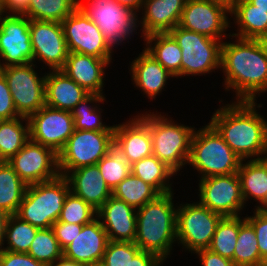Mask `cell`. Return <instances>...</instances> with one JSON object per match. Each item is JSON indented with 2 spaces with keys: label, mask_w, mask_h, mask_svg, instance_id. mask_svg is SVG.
<instances>
[{
  "label": "cell",
  "mask_w": 267,
  "mask_h": 266,
  "mask_svg": "<svg viewBox=\"0 0 267 266\" xmlns=\"http://www.w3.org/2000/svg\"><path fill=\"white\" fill-rule=\"evenodd\" d=\"M230 37L236 40L221 47L225 90L233 89L236 101L255 102L267 92V56L258 39Z\"/></svg>",
  "instance_id": "1"
},
{
  "label": "cell",
  "mask_w": 267,
  "mask_h": 266,
  "mask_svg": "<svg viewBox=\"0 0 267 266\" xmlns=\"http://www.w3.org/2000/svg\"><path fill=\"white\" fill-rule=\"evenodd\" d=\"M262 105L232 101L213 112L209 122L242 160H259L267 151V119L256 109Z\"/></svg>",
  "instance_id": "2"
},
{
  "label": "cell",
  "mask_w": 267,
  "mask_h": 266,
  "mask_svg": "<svg viewBox=\"0 0 267 266\" xmlns=\"http://www.w3.org/2000/svg\"><path fill=\"white\" fill-rule=\"evenodd\" d=\"M173 192L160 194L137 209L134 243L140 250L151 252L166 261L177 243V205ZM176 207V208H175Z\"/></svg>",
  "instance_id": "3"
},
{
  "label": "cell",
  "mask_w": 267,
  "mask_h": 266,
  "mask_svg": "<svg viewBox=\"0 0 267 266\" xmlns=\"http://www.w3.org/2000/svg\"><path fill=\"white\" fill-rule=\"evenodd\" d=\"M160 113V114H159ZM138 115L149 127L153 155L176 174L188 164L194 126L178 124L161 112Z\"/></svg>",
  "instance_id": "4"
},
{
  "label": "cell",
  "mask_w": 267,
  "mask_h": 266,
  "mask_svg": "<svg viewBox=\"0 0 267 266\" xmlns=\"http://www.w3.org/2000/svg\"><path fill=\"white\" fill-rule=\"evenodd\" d=\"M196 130L191 138L188 165L198 171L200 179L237 173L242 159L217 130L210 123Z\"/></svg>",
  "instance_id": "5"
},
{
  "label": "cell",
  "mask_w": 267,
  "mask_h": 266,
  "mask_svg": "<svg viewBox=\"0 0 267 266\" xmlns=\"http://www.w3.org/2000/svg\"><path fill=\"white\" fill-rule=\"evenodd\" d=\"M70 186L65 176L27 185L23 200L15 214L39 229L50 228L58 221Z\"/></svg>",
  "instance_id": "6"
},
{
  "label": "cell",
  "mask_w": 267,
  "mask_h": 266,
  "mask_svg": "<svg viewBox=\"0 0 267 266\" xmlns=\"http://www.w3.org/2000/svg\"><path fill=\"white\" fill-rule=\"evenodd\" d=\"M78 7L102 32L109 46L114 49L125 40H130L137 31L138 13L115 0H86ZM131 35V36H130Z\"/></svg>",
  "instance_id": "7"
},
{
  "label": "cell",
  "mask_w": 267,
  "mask_h": 266,
  "mask_svg": "<svg viewBox=\"0 0 267 266\" xmlns=\"http://www.w3.org/2000/svg\"><path fill=\"white\" fill-rule=\"evenodd\" d=\"M169 34L181 48V77L201 76L221 68L223 41L186 30L178 25Z\"/></svg>",
  "instance_id": "8"
},
{
  "label": "cell",
  "mask_w": 267,
  "mask_h": 266,
  "mask_svg": "<svg viewBox=\"0 0 267 266\" xmlns=\"http://www.w3.org/2000/svg\"><path fill=\"white\" fill-rule=\"evenodd\" d=\"M114 144V131L77 130L58 153L60 175L97 164Z\"/></svg>",
  "instance_id": "9"
},
{
  "label": "cell",
  "mask_w": 267,
  "mask_h": 266,
  "mask_svg": "<svg viewBox=\"0 0 267 266\" xmlns=\"http://www.w3.org/2000/svg\"><path fill=\"white\" fill-rule=\"evenodd\" d=\"M222 216L212 212L199 201L179 204L177 207V243L195 254L208 249Z\"/></svg>",
  "instance_id": "10"
},
{
  "label": "cell",
  "mask_w": 267,
  "mask_h": 266,
  "mask_svg": "<svg viewBox=\"0 0 267 266\" xmlns=\"http://www.w3.org/2000/svg\"><path fill=\"white\" fill-rule=\"evenodd\" d=\"M33 62L25 65L0 67L12 93L17 113L28 118L45 106V79L35 71Z\"/></svg>",
  "instance_id": "11"
},
{
  "label": "cell",
  "mask_w": 267,
  "mask_h": 266,
  "mask_svg": "<svg viewBox=\"0 0 267 266\" xmlns=\"http://www.w3.org/2000/svg\"><path fill=\"white\" fill-rule=\"evenodd\" d=\"M61 25L69 52L112 60L113 49L96 24L79 7Z\"/></svg>",
  "instance_id": "12"
},
{
  "label": "cell",
  "mask_w": 267,
  "mask_h": 266,
  "mask_svg": "<svg viewBox=\"0 0 267 266\" xmlns=\"http://www.w3.org/2000/svg\"><path fill=\"white\" fill-rule=\"evenodd\" d=\"M198 186L199 202L203 206L222 217L240 216L245 203L237 173L200 179Z\"/></svg>",
  "instance_id": "13"
},
{
  "label": "cell",
  "mask_w": 267,
  "mask_h": 266,
  "mask_svg": "<svg viewBox=\"0 0 267 266\" xmlns=\"http://www.w3.org/2000/svg\"><path fill=\"white\" fill-rule=\"evenodd\" d=\"M27 119L30 140L53 149L57 154L75 130L71 112L47 105Z\"/></svg>",
  "instance_id": "14"
},
{
  "label": "cell",
  "mask_w": 267,
  "mask_h": 266,
  "mask_svg": "<svg viewBox=\"0 0 267 266\" xmlns=\"http://www.w3.org/2000/svg\"><path fill=\"white\" fill-rule=\"evenodd\" d=\"M8 163L27 185L48 181L60 175L58 154L32 140L8 160Z\"/></svg>",
  "instance_id": "15"
},
{
  "label": "cell",
  "mask_w": 267,
  "mask_h": 266,
  "mask_svg": "<svg viewBox=\"0 0 267 266\" xmlns=\"http://www.w3.org/2000/svg\"><path fill=\"white\" fill-rule=\"evenodd\" d=\"M228 15V9L208 0H186L178 26L223 41L231 35Z\"/></svg>",
  "instance_id": "16"
},
{
  "label": "cell",
  "mask_w": 267,
  "mask_h": 266,
  "mask_svg": "<svg viewBox=\"0 0 267 266\" xmlns=\"http://www.w3.org/2000/svg\"><path fill=\"white\" fill-rule=\"evenodd\" d=\"M29 26L30 19L24 15L0 17V67L33 62Z\"/></svg>",
  "instance_id": "17"
},
{
  "label": "cell",
  "mask_w": 267,
  "mask_h": 266,
  "mask_svg": "<svg viewBox=\"0 0 267 266\" xmlns=\"http://www.w3.org/2000/svg\"><path fill=\"white\" fill-rule=\"evenodd\" d=\"M33 63L43 62L50 70H61L69 51L61 22L30 20Z\"/></svg>",
  "instance_id": "18"
},
{
  "label": "cell",
  "mask_w": 267,
  "mask_h": 266,
  "mask_svg": "<svg viewBox=\"0 0 267 266\" xmlns=\"http://www.w3.org/2000/svg\"><path fill=\"white\" fill-rule=\"evenodd\" d=\"M97 218L109 241L134 242L137 229V210L125 201L111 195L97 210Z\"/></svg>",
  "instance_id": "19"
},
{
  "label": "cell",
  "mask_w": 267,
  "mask_h": 266,
  "mask_svg": "<svg viewBox=\"0 0 267 266\" xmlns=\"http://www.w3.org/2000/svg\"><path fill=\"white\" fill-rule=\"evenodd\" d=\"M109 238L100 220L83 225L73 242L63 249V256L87 265L102 262Z\"/></svg>",
  "instance_id": "20"
},
{
  "label": "cell",
  "mask_w": 267,
  "mask_h": 266,
  "mask_svg": "<svg viewBox=\"0 0 267 266\" xmlns=\"http://www.w3.org/2000/svg\"><path fill=\"white\" fill-rule=\"evenodd\" d=\"M133 117L114 125V144L124 153L130 165L153 155L148 125L138 115Z\"/></svg>",
  "instance_id": "21"
},
{
  "label": "cell",
  "mask_w": 267,
  "mask_h": 266,
  "mask_svg": "<svg viewBox=\"0 0 267 266\" xmlns=\"http://www.w3.org/2000/svg\"><path fill=\"white\" fill-rule=\"evenodd\" d=\"M111 62L112 60L69 52L61 70L90 94H99L105 97L103 93L105 79L103 78H105L107 65Z\"/></svg>",
  "instance_id": "22"
},
{
  "label": "cell",
  "mask_w": 267,
  "mask_h": 266,
  "mask_svg": "<svg viewBox=\"0 0 267 266\" xmlns=\"http://www.w3.org/2000/svg\"><path fill=\"white\" fill-rule=\"evenodd\" d=\"M186 0H144L142 17L138 19L142 27L141 37L154 33H169L180 21Z\"/></svg>",
  "instance_id": "23"
},
{
  "label": "cell",
  "mask_w": 267,
  "mask_h": 266,
  "mask_svg": "<svg viewBox=\"0 0 267 266\" xmlns=\"http://www.w3.org/2000/svg\"><path fill=\"white\" fill-rule=\"evenodd\" d=\"M65 177L69 183L70 191L96 210L112 195V191L107 186L97 164L69 171Z\"/></svg>",
  "instance_id": "24"
},
{
  "label": "cell",
  "mask_w": 267,
  "mask_h": 266,
  "mask_svg": "<svg viewBox=\"0 0 267 266\" xmlns=\"http://www.w3.org/2000/svg\"><path fill=\"white\" fill-rule=\"evenodd\" d=\"M90 93L62 70H50L45 79V105L71 112Z\"/></svg>",
  "instance_id": "25"
},
{
  "label": "cell",
  "mask_w": 267,
  "mask_h": 266,
  "mask_svg": "<svg viewBox=\"0 0 267 266\" xmlns=\"http://www.w3.org/2000/svg\"><path fill=\"white\" fill-rule=\"evenodd\" d=\"M130 75L137 89L143 91L148 99H155L167 85V80L174 78L158 61L144 49L130 64ZM163 89V90H162Z\"/></svg>",
  "instance_id": "26"
},
{
  "label": "cell",
  "mask_w": 267,
  "mask_h": 266,
  "mask_svg": "<svg viewBox=\"0 0 267 266\" xmlns=\"http://www.w3.org/2000/svg\"><path fill=\"white\" fill-rule=\"evenodd\" d=\"M237 27L234 37L259 39L267 35V10L257 9L248 0H237L230 12Z\"/></svg>",
  "instance_id": "27"
},
{
  "label": "cell",
  "mask_w": 267,
  "mask_h": 266,
  "mask_svg": "<svg viewBox=\"0 0 267 266\" xmlns=\"http://www.w3.org/2000/svg\"><path fill=\"white\" fill-rule=\"evenodd\" d=\"M237 175L240 179L241 193L246 204L248 199H253L259 204L254 209H259L267 199V167L259 160H242Z\"/></svg>",
  "instance_id": "28"
},
{
  "label": "cell",
  "mask_w": 267,
  "mask_h": 266,
  "mask_svg": "<svg viewBox=\"0 0 267 266\" xmlns=\"http://www.w3.org/2000/svg\"><path fill=\"white\" fill-rule=\"evenodd\" d=\"M144 50L158 61L174 78H181V48L169 33H154L144 37Z\"/></svg>",
  "instance_id": "29"
},
{
  "label": "cell",
  "mask_w": 267,
  "mask_h": 266,
  "mask_svg": "<svg viewBox=\"0 0 267 266\" xmlns=\"http://www.w3.org/2000/svg\"><path fill=\"white\" fill-rule=\"evenodd\" d=\"M131 173L151 185L159 194L173 192V183L169 181L177 174L154 155L134 162Z\"/></svg>",
  "instance_id": "30"
},
{
  "label": "cell",
  "mask_w": 267,
  "mask_h": 266,
  "mask_svg": "<svg viewBox=\"0 0 267 266\" xmlns=\"http://www.w3.org/2000/svg\"><path fill=\"white\" fill-rule=\"evenodd\" d=\"M29 140V122L26 117L0 120V161L10 160Z\"/></svg>",
  "instance_id": "31"
},
{
  "label": "cell",
  "mask_w": 267,
  "mask_h": 266,
  "mask_svg": "<svg viewBox=\"0 0 267 266\" xmlns=\"http://www.w3.org/2000/svg\"><path fill=\"white\" fill-rule=\"evenodd\" d=\"M25 184L8 161H0V208L8 215H15L23 200Z\"/></svg>",
  "instance_id": "32"
},
{
  "label": "cell",
  "mask_w": 267,
  "mask_h": 266,
  "mask_svg": "<svg viewBox=\"0 0 267 266\" xmlns=\"http://www.w3.org/2000/svg\"><path fill=\"white\" fill-rule=\"evenodd\" d=\"M105 99V97L99 94H89L79 102L71 111L74 119V128L90 131H114V124L108 126L102 122L101 113L103 109L100 108V104L97 105V103H103Z\"/></svg>",
  "instance_id": "33"
},
{
  "label": "cell",
  "mask_w": 267,
  "mask_h": 266,
  "mask_svg": "<svg viewBox=\"0 0 267 266\" xmlns=\"http://www.w3.org/2000/svg\"><path fill=\"white\" fill-rule=\"evenodd\" d=\"M245 221L243 216L222 217L208 249L233 261L239 228Z\"/></svg>",
  "instance_id": "34"
},
{
  "label": "cell",
  "mask_w": 267,
  "mask_h": 266,
  "mask_svg": "<svg viewBox=\"0 0 267 266\" xmlns=\"http://www.w3.org/2000/svg\"><path fill=\"white\" fill-rule=\"evenodd\" d=\"M112 195L137 210L160 194L151 185L130 173L113 189Z\"/></svg>",
  "instance_id": "35"
},
{
  "label": "cell",
  "mask_w": 267,
  "mask_h": 266,
  "mask_svg": "<svg viewBox=\"0 0 267 266\" xmlns=\"http://www.w3.org/2000/svg\"><path fill=\"white\" fill-rule=\"evenodd\" d=\"M78 7V0H30L27 13L30 20L62 22Z\"/></svg>",
  "instance_id": "36"
},
{
  "label": "cell",
  "mask_w": 267,
  "mask_h": 266,
  "mask_svg": "<svg viewBox=\"0 0 267 266\" xmlns=\"http://www.w3.org/2000/svg\"><path fill=\"white\" fill-rule=\"evenodd\" d=\"M38 229L16 215H10L6 225L5 240L0 249L28 253ZM4 243H7L6 247H4Z\"/></svg>",
  "instance_id": "37"
},
{
  "label": "cell",
  "mask_w": 267,
  "mask_h": 266,
  "mask_svg": "<svg viewBox=\"0 0 267 266\" xmlns=\"http://www.w3.org/2000/svg\"><path fill=\"white\" fill-rule=\"evenodd\" d=\"M233 262L236 266H266L260 257L255 231L247 221L239 228Z\"/></svg>",
  "instance_id": "38"
},
{
  "label": "cell",
  "mask_w": 267,
  "mask_h": 266,
  "mask_svg": "<svg viewBox=\"0 0 267 266\" xmlns=\"http://www.w3.org/2000/svg\"><path fill=\"white\" fill-rule=\"evenodd\" d=\"M97 166L111 191L131 173V165L124 153L113 144Z\"/></svg>",
  "instance_id": "39"
},
{
  "label": "cell",
  "mask_w": 267,
  "mask_h": 266,
  "mask_svg": "<svg viewBox=\"0 0 267 266\" xmlns=\"http://www.w3.org/2000/svg\"><path fill=\"white\" fill-rule=\"evenodd\" d=\"M28 254L46 266L63 256V249L60 247L52 227L38 229Z\"/></svg>",
  "instance_id": "40"
},
{
  "label": "cell",
  "mask_w": 267,
  "mask_h": 266,
  "mask_svg": "<svg viewBox=\"0 0 267 266\" xmlns=\"http://www.w3.org/2000/svg\"><path fill=\"white\" fill-rule=\"evenodd\" d=\"M97 218V210L71 191L62 207L59 222L86 225Z\"/></svg>",
  "instance_id": "41"
},
{
  "label": "cell",
  "mask_w": 267,
  "mask_h": 266,
  "mask_svg": "<svg viewBox=\"0 0 267 266\" xmlns=\"http://www.w3.org/2000/svg\"><path fill=\"white\" fill-rule=\"evenodd\" d=\"M140 251L134 242L109 241L101 264L103 266H129L130 261Z\"/></svg>",
  "instance_id": "42"
},
{
  "label": "cell",
  "mask_w": 267,
  "mask_h": 266,
  "mask_svg": "<svg viewBox=\"0 0 267 266\" xmlns=\"http://www.w3.org/2000/svg\"><path fill=\"white\" fill-rule=\"evenodd\" d=\"M253 213L252 216L246 215L245 220L255 231L260 257L267 265V214L259 209H255Z\"/></svg>",
  "instance_id": "43"
},
{
  "label": "cell",
  "mask_w": 267,
  "mask_h": 266,
  "mask_svg": "<svg viewBox=\"0 0 267 266\" xmlns=\"http://www.w3.org/2000/svg\"><path fill=\"white\" fill-rule=\"evenodd\" d=\"M20 117L13 103L12 93L7 85L6 78L0 71V120H9Z\"/></svg>",
  "instance_id": "44"
},
{
  "label": "cell",
  "mask_w": 267,
  "mask_h": 266,
  "mask_svg": "<svg viewBox=\"0 0 267 266\" xmlns=\"http://www.w3.org/2000/svg\"><path fill=\"white\" fill-rule=\"evenodd\" d=\"M83 228V225L79 224H69L66 222H55L52 225L55 237L62 249L67 247L70 243L73 242L77 233H80Z\"/></svg>",
  "instance_id": "45"
},
{
  "label": "cell",
  "mask_w": 267,
  "mask_h": 266,
  "mask_svg": "<svg viewBox=\"0 0 267 266\" xmlns=\"http://www.w3.org/2000/svg\"><path fill=\"white\" fill-rule=\"evenodd\" d=\"M0 266H46L28 253L12 252L0 249Z\"/></svg>",
  "instance_id": "46"
},
{
  "label": "cell",
  "mask_w": 267,
  "mask_h": 266,
  "mask_svg": "<svg viewBox=\"0 0 267 266\" xmlns=\"http://www.w3.org/2000/svg\"><path fill=\"white\" fill-rule=\"evenodd\" d=\"M195 253L202 266H236L232 260L224 258L210 249H201Z\"/></svg>",
  "instance_id": "47"
},
{
  "label": "cell",
  "mask_w": 267,
  "mask_h": 266,
  "mask_svg": "<svg viewBox=\"0 0 267 266\" xmlns=\"http://www.w3.org/2000/svg\"><path fill=\"white\" fill-rule=\"evenodd\" d=\"M163 260L151 252L141 250L132 261L129 266H160L163 264Z\"/></svg>",
  "instance_id": "48"
},
{
  "label": "cell",
  "mask_w": 267,
  "mask_h": 266,
  "mask_svg": "<svg viewBox=\"0 0 267 266\" xmlns=\"http://www.w3.org/2000/svg\"><path fill=\"white\" fill-rule=\"evenodd\" d=\"M29 3L30 0H4L5 13L6 15H25Z\"/></svg>",
  "instance_id": "49"
},
{
  "label": "cell",
  "mask_w": 267,
  "mask_h": 266,
  "mask_svg": "<svg viewBox=\"0 0 267 266\" xmlns=\"http://www.w3.org/2000/svg\"><path fill=\"white\" fill-rule=\"evenodd\" d=\"M10 215L0 208V248L5 240L6 225Z\"/></svg>",
  "instance_id": "50"
},
{
  "label": "cell",
  "mask_w": 267,
  "mask_h": 266,
  "mask_svg": "<svg viewBox=\"0 0 267 266\" xmlns=\"http://www.w3.org/2000/svg\"><path fill=\"white\" fill-rule=\"evenodd\" d=\"M48 266H87V264L82 262H77L75 260H71L62 256Z\"/></svg>",
  "instance_id": "51"
},
{
  "label": "cell",
  "mask_w": 267,
  "mask_h": 266,
  "mask_svg": "<svg viewBox=\"0 0 267 266\" xmlns=\"http://www.w3.org/2000/svg\"><path fill=\"white\" fill-rule=\"evenodd\" d=\"M120 5L131 8L135 12H141V7L143 5L144 0H115Z\"/></svg>",
  "instance_id": "52"
},
{
  "label": "cell",
  "mask_w": 267,
  "mask_h": 266,
  "mask_svg": "<svg viewBox=\"0 0 267 266\" xmlns=\"http://www.w3.org/2000/svg\"><path fill=\"white\" fill-rule=\"evenodd\" d=\"M208 1L219 4L231 12L237 0H208Z\"/></svg>",
  "instance_id": "53"
},
{
  "label": "cell",
  "mask_w": 267,
  "mask_h": 266,
  "mask_svg": "<svg viewBox=\"0 0 267 266\" xmlns=\"http://www.w3.org/2000/svg\"><path fill=\"white\" fill-rule=\"evenodd\" d=\"M257 9L267 10V0H248Z\"/></svg>",
  "instance_id": "54"
},
{
  "label": "cell",
  "mask_w": 267,
  "mask_h": 266,
  "mask_svg": "<svg viewBox=\"0 0 267 266\" xmlns=\"http://www.w3.org/2000/svg\"><path fill=\"white\" fill-rule=\"evenodd\" d=\"M258 41L260 42L265 55L267 56V35L262 36L261 38L258 39Z\"/></svg>",
  "instance_id": "55"
},
{
  "label": "cell",
  "mask_w": 267,
  "mask_h": 266,
  "mask_svg": "<svg viewBox=\"0 0 267 266\" xmlns=\"http://www.w3.org/2000/svg\"><path fill=\"white\" fill-rule=\"evenodd\" d=\"M6 15L5 7H4V0H0V17Z\"/></svg>",
  "instance_id": "56"
},
{
  "label": "cell",
  "mask_w": 267,
  "mask_h": 266,
  "mask_svg": "<svg viewBox=\"0 0 267 266\" xmlns=\"http://www.w3.org/2000/svg\"><path fill=\"white\" fill-rule=\"evenodd\" d=\"M265 155V156H264ZM260 160L266 165L267 167V151L263 154Z\"/></svg>",
  "instance_id": "57"
},
{
  "label": "cell",
  "mask_w": 267,
  "mask_h": 266,
  "mask_svg": "<svg viewBox=\"0 0 267 266\" xmlns=\"http://www.w3.org/2000/svg\"><path fill=\"white\" fill-rule=\"evenodd\" d=\"M267 208V199L265 201V203L259 208V210L264 211Z\"/></svg>",
  "instance_id": "58"
},
{
  "label": "cell",
  "mask_w": 267,
  "mask_h": 266,
  "mask_svg": "<svg viewBox=\"0 0 267 266\" xmlns=\"http://www.w3.org/2000/svg\"><path fill=\"white\" fill-rule=\"evenodd\" d=\"M87 266H103L101 263L98 264H91V265H87Z\"/></svg>",
  "instance_id": "59"
}]
</instances>
